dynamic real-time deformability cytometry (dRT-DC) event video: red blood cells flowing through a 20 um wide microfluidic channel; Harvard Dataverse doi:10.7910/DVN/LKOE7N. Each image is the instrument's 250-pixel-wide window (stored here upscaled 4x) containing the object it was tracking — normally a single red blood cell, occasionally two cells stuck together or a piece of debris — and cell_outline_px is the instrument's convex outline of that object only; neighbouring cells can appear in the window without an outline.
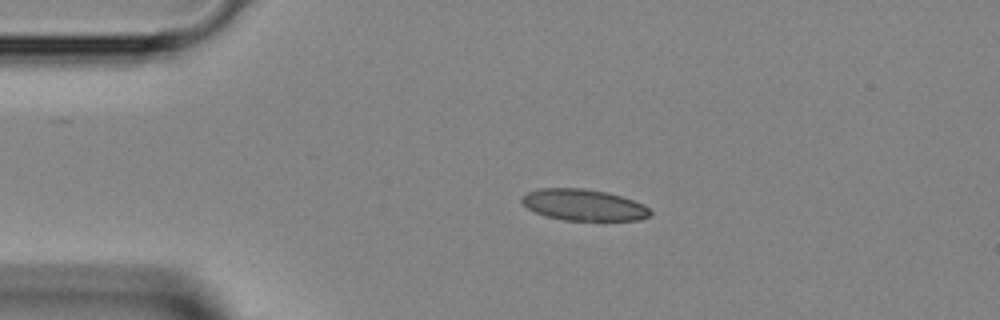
{"species": "Egyptian fruit bat (a non-hibernating species)", "species_latin": "Rousettus aegyptiacus", "temperature_condition": "room temperature", "stored_images_in_passage": 37, "camera_frame_rate_fps": 3000, "um_per_image_px": 0.085, "animal": {"sex": "female"}, "frame": {"image": 1, "passage_image": 1, "time_ms": 0.0, "image_size_px": [1000, 320], "cell_outline_px": [[652, 212], [648, 216], [640, 220], [564, 220], [544, 216], [528, 208], [520, 200], [520, 196], [528, 192], [540, 188], [584, 188], [608, 192], [644, 204]], "centroid_in_image_um": [49.59, 17.41], "position_along_channel_um": 35.4, "area_um2": 23.47}}
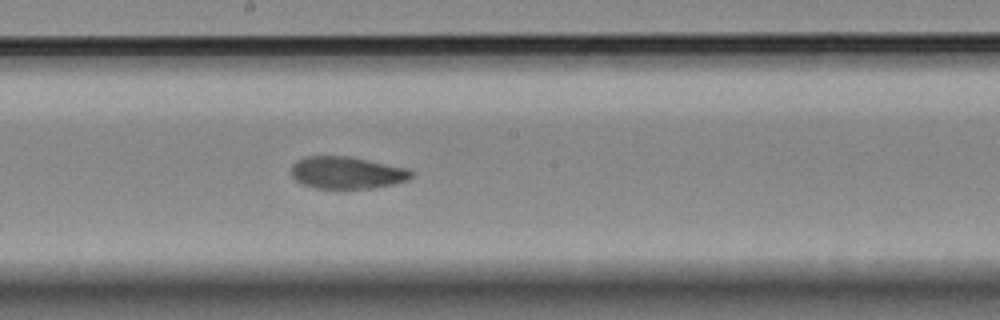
{"frame": {"image": 2, "passage_image": 16, "time_ms": 5.0, "image_size_px": [1000, 320], "cell_outline_px": [[412, 176], [408, 180], [392, 184], [372, 188], [316, 188], [304, 184], [296, 180], [292, 176], [292, 164], [296, 160], [304, 156], [352, 156], [408, 168], [412, 172]], "centroid_in_image_um": [29.48, 14.66], "position_along_channel_um": 218.7, "area_um2": 22.54}}
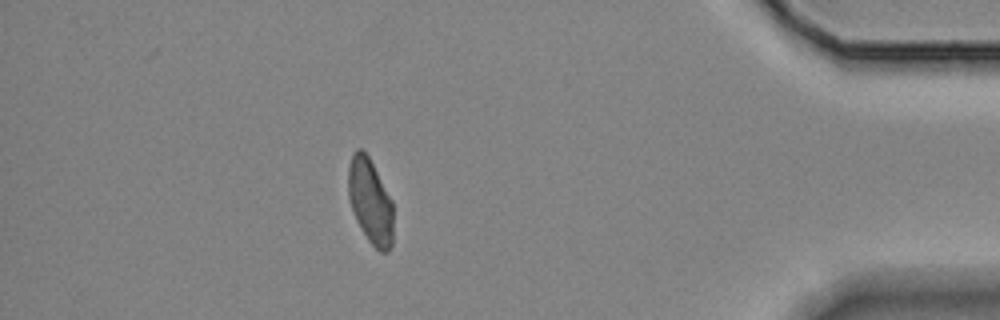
{"frame": {"image": 3, "passage_image": 32, "time_ms": 10.333, "image_size_px": [1000, 320], "cell_outline_px": [[392, 244], [388, 252], [380, 252], [368, 240], [356, 220], [348, 196], [348, 168], [352, 156], [356, 148], [360, 148], [368, 156], [392, 200]], "centroid_in_image_um": [31.47, 17.12], "position_along_channel_um": 403.7, "area_um2": 22.02}}